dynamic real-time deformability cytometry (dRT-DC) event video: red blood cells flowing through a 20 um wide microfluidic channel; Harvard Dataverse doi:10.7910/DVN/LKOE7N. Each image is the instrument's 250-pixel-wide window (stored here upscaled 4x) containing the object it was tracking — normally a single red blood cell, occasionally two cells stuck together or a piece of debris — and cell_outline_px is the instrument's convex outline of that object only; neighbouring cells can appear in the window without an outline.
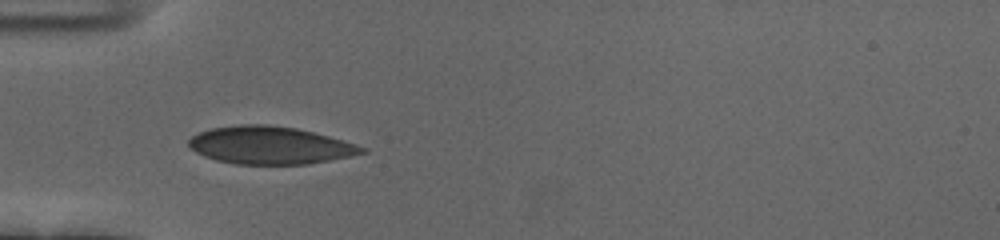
{"species": "human", "species_latin": "Homo sapiens", "temperature_condition": "cold", "stored_images_in_passage": 38, "camera_frame_rate_fps": 3000, "um_per_image_px": 0.085, "donor": {"sex": "female"}, "frame": {"image": 1, "passage_image": 1, "time_ms": 0.0, "image_size_px": [1000, 240], "cell_outline_px": [[368, 152], [352, 156], [308, 164], [236, 164], [216, 160], [204, 156], [196, 152], [188, 144], [188, 140], [192, 136], [208, 128], [240, 124], [268, 124], [296, 128], [344, 140], [368, 148]], "centroid_in_image_um": [22.97, 12.34], "position_along_channel_um": 62.0, "area_um2": 38.15}}
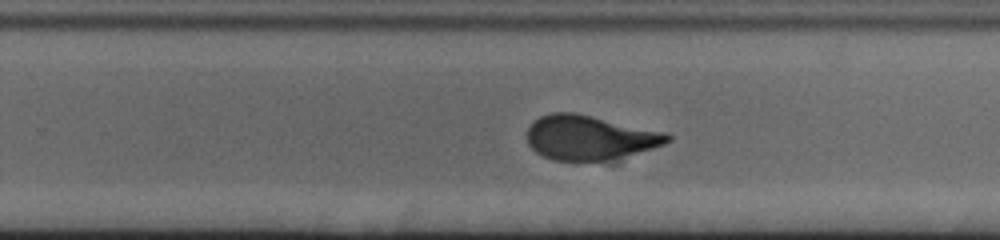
{"frame": {"image": 2, "passage_image": 19, "time_ms": 6.0, "image_size_px": [1000, 240], "cell_outline_px": [[672, 140], [664, 144], [652, 148], [604, 160], [552, 160], [536, 152], [528, 144], [528, 128], [540, 116], [552, 112], [572, 112], [668, 132], [672, 136]], "centroid_in_image_um": [50.13, 11.67], "position_along_channel_um": 279.7, "area_um2": 35.84}}
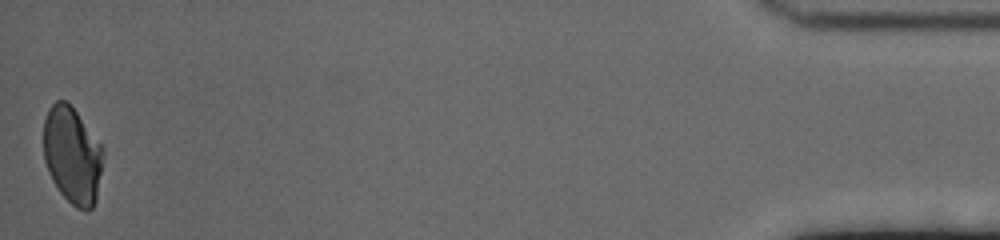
{"frame": {"image": 3, "passage_image": 38, "time_ms": 12.333, "image_size_px": [1000, 240], "cell_outline_px": [[104, 156], [96, 200], [92, 208], [88, 212], [84, 212], [76, 208], [60, 192], [52, 180], [48, 172], [44, 160], [44, 120], [48, 108], [56, 100], [64, 100], [76, 112], [104, 148]], "centroid_in_image_um": [6.15, 13.23], "position_along_channel_um": 429.0, "area_um2": 33.7}, "authors_computed_cell_mechanics": {"area_um2": 36.6163, "velocity_mm_per_s": 3.6893, "shape_relaxation_time_tau1_ms": 7.1842, "shape_relaxation_time_tau2_ms": null, "deformation_change_tau1": 0.1834, "deformation_change_tau2": null}}